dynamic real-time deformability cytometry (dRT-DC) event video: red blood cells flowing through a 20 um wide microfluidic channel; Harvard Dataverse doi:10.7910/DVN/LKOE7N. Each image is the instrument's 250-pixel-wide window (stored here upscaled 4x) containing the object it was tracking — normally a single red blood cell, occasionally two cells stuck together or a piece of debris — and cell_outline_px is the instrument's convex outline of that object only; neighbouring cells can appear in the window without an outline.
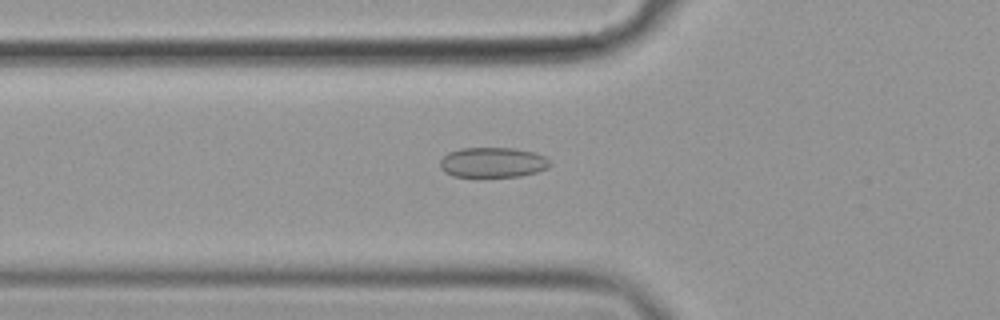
{"species": "common noctule bat (a hibernating species)", "species_latin": "Nyctalus noctula", "temperature_condition": "cold", "stored_images_in_passage": 56, "camera_frame_rate_fps": 3000, "um_per_image_px": 0.085, "animal": {"sex": "female", "body_mass_g": 19.9}, "frame": {"image": 1, "passage_image": 20, "time_ms": 6.333, "image_size_px": [1000, 320], "cell_outline_px": [[552, 164], [548, 168], [536, 172], [520, 176], [452, 176], [444, 172], [440, 168], [440, 160], [448, 152], [460, 148], [516, 148], [536, 152], [544, 156]], "centroid_in_image_um": [41.89, 13.79], "position_along_channel_um": 83.9, "area_um2": 19.36}}
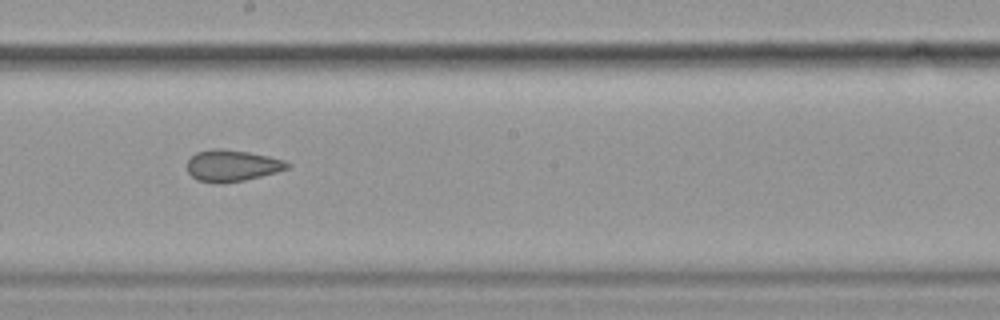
{"frame": {"image": 2, "passage_image": 32, "time_ms": 10.333, "image_size_px": [1000, 320], "cell_outline_px": [[292, 164], [288, 168], [276, 172], [244, 180], [196, 180], [188, 172], [188, 160], [196, 152], [212, 148], [220, 148], [248, 152], [268, 156], [284, 160]], "centroid_in_image_um": [19.75, 14.02], "position_along_channel_um": 228.4, "area_um2": 17.69}}
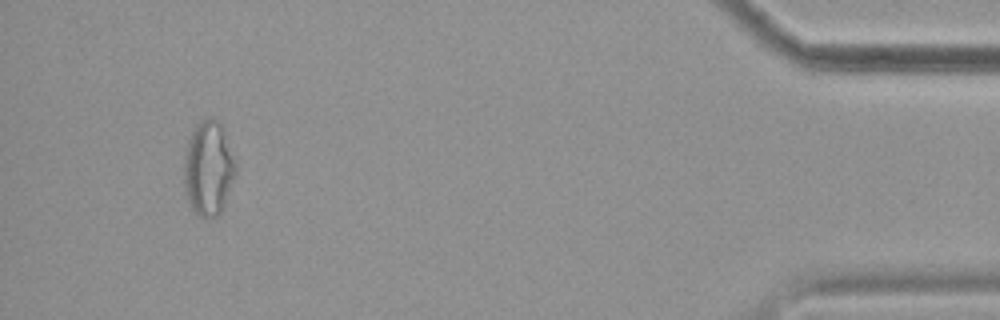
{"frame": {"image": 3, "passage_image": 53, "time_ms": 17.333, "image_size_px": [1000, 320], "cell_outline_px": [[236, 172], [224, 204], [220, 212], [216, 216], [200, 216], [192, 208], [188, 200], [184, 188], [184, 156], [188, 140], [196, 124], [204, 116], [208, 116], [216, 120], [220, 124], [236, 164]], "centroid_in_image_um": [17.69, 14.28], "position_along_channel_um": 417.5, "area_um2": 28.03}, "authors_computed_cell_mechanics": {"area_um2": 21.097, "velocity_mm_per_s": 3.6008, "shape_relaxation_time_tau1_ms": null, "shape_relaxation_time_tau2_ms": 2.3328, "deformation_change_tau1": null, "deformation_change_tau2": 0.0823}}